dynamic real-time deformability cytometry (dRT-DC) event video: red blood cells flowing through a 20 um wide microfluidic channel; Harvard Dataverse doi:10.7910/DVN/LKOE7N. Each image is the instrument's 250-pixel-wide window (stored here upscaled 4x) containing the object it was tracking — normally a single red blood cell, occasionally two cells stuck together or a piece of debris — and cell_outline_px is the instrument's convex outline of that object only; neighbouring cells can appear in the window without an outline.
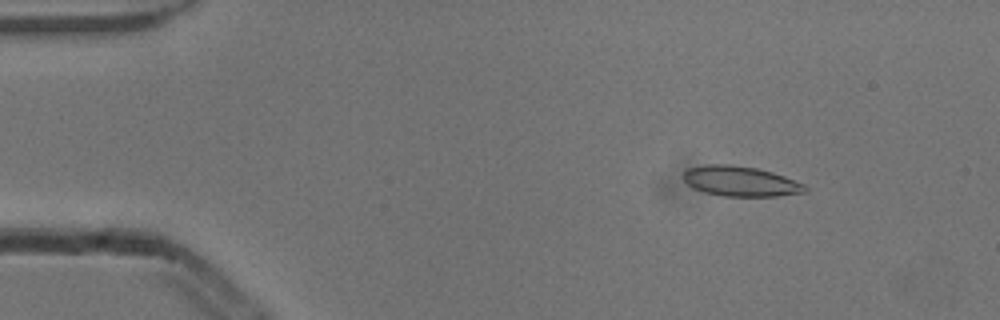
{"species": "common noctule bat (a hibernating species)", "species_latin": "Nyctalus noctula", "temperature_condition": "cold", "stored_images_in_passage": 52, "camera_frame_rate_fps": 3000, "um_per_image_px": 0.085, "animal": {"sex": "male", "body_mass_g": 13.3}, "frame": {"image": 1, "passage_image": 6, "time_ms": 1.667, "image_size_px": [1000, 320], "cell_outline_px": [[808, 192], [776, 196], [724, 196], [704, 192], [692, 188], [680, 176], [688, 168], [704, 164], [732, 164], [756, 168], [772, 172], [784, 176], [804, 184], [808, 188]], "centroid_in_image_um": [62.92, 15.4], "position_along_channel_um": 22.1, "area_um2": 21.56}}
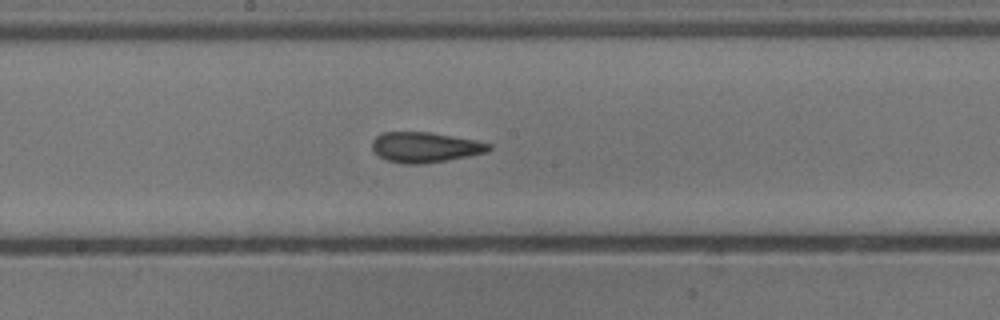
{"frame": {"image": 2, "passage_image": 27, "time_ms": 8.667, "image_size_px": [1000, 320], "cell_outline_px": [[492, 148], [488, 152], [468, 156], [424, 164], [404, 164], [388, 160], [380, 156], [372, 148], [372, 140], [376, 136], [384, 132], [432, 132], [476, 140], [492, 144]], "centroid_in_image_um": [36.16, 12.51], "position_along_channel_um": 212.0, "area_um2": 20.63}}
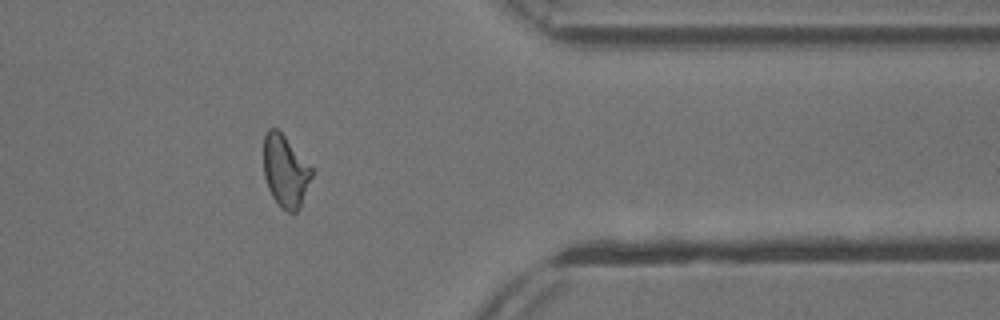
{"frame": {"image": 3, "passage_image": 42, "time_ms": 13.667, "image_size_px": [1000, 320], "cell_outline_px": [[312, 176], [300, 208], [296, 212], [288, 212], [280, 208], [272, 196], [268, 188], [264, 176], [264, 136], [268, 128], [276, 128], [284, 136], [312, 168]], "centroid_in_image_um": [24.24, 14.57], "position_along_channel_um": 387.2, "area_um2": 20.0}, "authors_computed_cell_mechanics": {"area_um2": 20.4612, "velocity_mm_per_s": 3.8594, "shape_relaxation_time_tau1_ms": 5.8827, "shape_relaxation_time_tau2_ms": 2.1406, "deformation_change_tau1": 0.1848, "deformation_change_tau2": 0.1009}}